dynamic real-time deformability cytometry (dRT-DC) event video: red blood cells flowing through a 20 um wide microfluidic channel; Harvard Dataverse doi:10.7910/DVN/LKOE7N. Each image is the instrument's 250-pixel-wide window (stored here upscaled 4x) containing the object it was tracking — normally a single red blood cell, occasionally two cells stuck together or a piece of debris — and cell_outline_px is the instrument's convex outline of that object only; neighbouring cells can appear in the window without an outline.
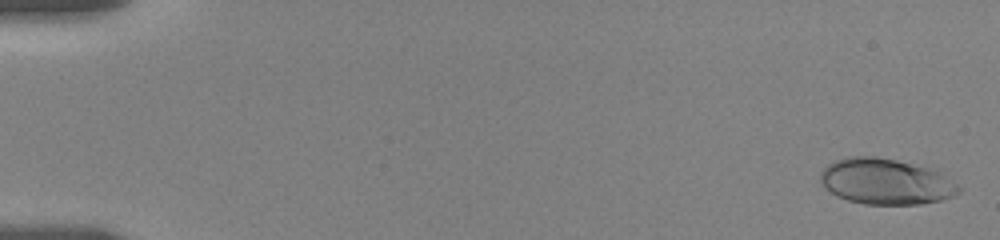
{"species": "human", "species_latin": "Homo sapiens", "temperature_condition": "room temperature", "stored_images_in_passage": 20, "camera_frame_rate_fps": 3000, "um_per_image_px": 0.085, "donor": {"sex": "female"}, "frame": {"image": 1, "passage_image": 2, "time_ms": 0.333, "image_size_px": [1000, 240], "cell_outline_px": [[960, 192], [952, 196], [940, 200], [920, 204], [864, 204], [848, 200], [836, 196], [824, 188], [820, 180], [820, 172], [828, 164], [836, 160], [848, 156], [876, 156], [940, 168], [960, 188]], "centroid_in_image_um": [75.32, 15.41], "position_along_channel_um": 9.7, "area_um2": 37.63}}